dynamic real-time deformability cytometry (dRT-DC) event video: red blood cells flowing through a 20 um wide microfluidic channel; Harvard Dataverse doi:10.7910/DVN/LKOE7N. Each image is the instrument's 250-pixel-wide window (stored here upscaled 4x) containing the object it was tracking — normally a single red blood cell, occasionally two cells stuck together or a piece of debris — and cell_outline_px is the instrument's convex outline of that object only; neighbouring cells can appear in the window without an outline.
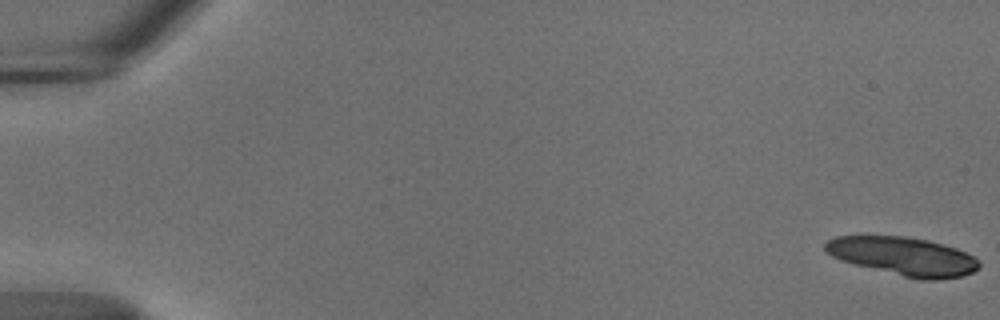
{"species": "common noctule bat (a hibernating species)", "species_latin": "Nyctalus noctula", "temperature_condition": "cold", "stored_images_in_passage": 56, "camera_frame_rate_fps": 3000, "um_per_image_px": 0.085, "animal": {"sex": "male", "body_mass_g": 18.8}, "frame": {"image": 1, "passage_image": 1, "time_ms": 0.0, "image_size_px": [1000, 320], "cell_outline_px": [[980, 264], [972, 272], [960, 276], [936, 280], [920, 280], [840, 260], [832, 256], [824, 248], [824, 244], [828, 240], [836, 236], [904, 236], [928, 240], [956, 248], [980, 260]], "centroid_in_image_um": [76.78, 21.77], "position_along_channel_um": 8.2, "area_um2": 33.99}}
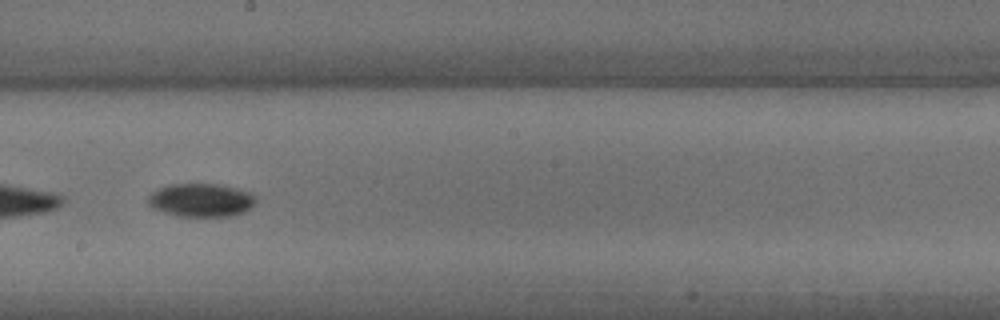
{"frame": {"image": 2, "passage_image": 33, "time_ms": 10.667, "image_size_px": [1000, 320], "cell_outline_px": [[256, 200], [248, 208], [240, 212], [228, 216], [180, 216], [164, 212], [152, 208], [148, 204], [148, 196], [152, 192], [160, 188], [172, 184], [220, 184], [236, 188], [248, 192]], "centroid_in_image_um": [17.03, 17.0], "position_along_channel_um": 231.2, "area_um2": 20.46}}
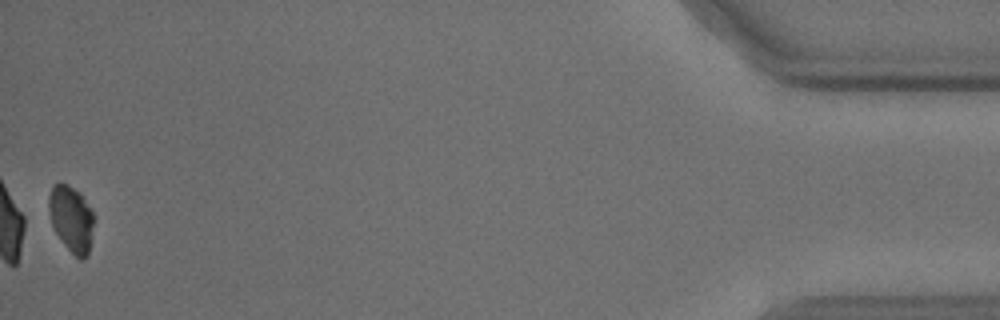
{"frame": {"image": 3, "passage_image": 56, "time_ms": 18.333, "image_size_px": [1000, 320], "cell_outline_px": [[92, 224], [88, 256], [80, 260], [64, 244], [56, 232], [52, 224], [48, 208], [48, 196], [52, 184], [68, 184], [80, 192], [92, 212]], "centroid_in_image_um": [6.03, 18.56], "position_along_channel_um": 429.2, "area_um2": 16.99}, "authors_computed_cell_mechanics": {"area_um2": 20.3745, "velocity_mm_per_s": 3.6837, "shape_relaxation_time_tau1_ms": 3.8354, "shape_relaxation_time_tau2_ms": null, "deformation_change_tau1": 0.1156, "deformation_change_tau2": null}}